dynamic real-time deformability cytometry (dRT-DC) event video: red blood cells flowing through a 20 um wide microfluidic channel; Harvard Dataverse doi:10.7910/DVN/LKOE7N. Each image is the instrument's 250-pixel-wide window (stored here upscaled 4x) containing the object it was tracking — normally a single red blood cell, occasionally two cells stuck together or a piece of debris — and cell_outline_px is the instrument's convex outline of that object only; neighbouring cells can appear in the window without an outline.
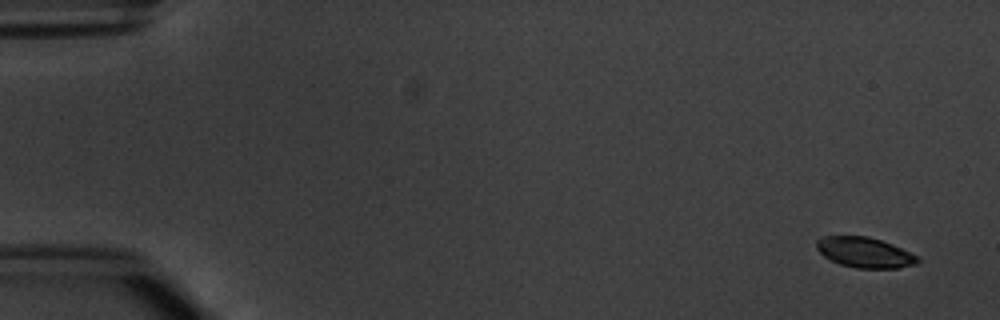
{"species": "common noctule bat (a hibernating species)", "species_latin": "Nyctalus noctula", "temperature_condition": "warm", "stored_images_in_passage": 5, "camera_frame_rate_fps": 3000, "um_per_image_px": 0.085, "animal": {"sex": "male", "body_mass_g": 20.1, "forearm_length_mm": 53.5}, "frame": {"image": 1, "passage_image": 1, "time_ms": 0.0, "image_size_px": [1000, 320], "cell_outline_px": [[920, 260], [916, 264], [896, 268], [856, 268], [840, 264], [824, 256], [816, 248], [816, 240], [824, 236], [868, 236], [892, 244], [916, 256]], "centroid_in_image_um": [73.47, 21.45], "position_along_channel_um": 11.5, "area_um2": 17.63}}